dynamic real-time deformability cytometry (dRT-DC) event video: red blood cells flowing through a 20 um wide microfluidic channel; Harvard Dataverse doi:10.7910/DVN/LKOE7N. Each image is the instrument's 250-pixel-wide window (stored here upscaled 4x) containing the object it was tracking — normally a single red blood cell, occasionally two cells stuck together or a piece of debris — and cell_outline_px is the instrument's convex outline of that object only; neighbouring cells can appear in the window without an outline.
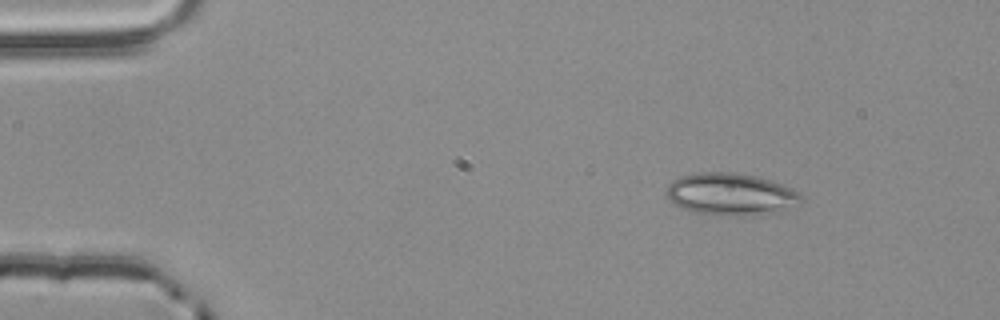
{"species": "common noctule bat (a hibernating species)", "species_latin": "Nyctalus noctula", "temperature_condition": "room temperature", "stored_images_in_passage": 2, "camera_frame_rate_fps": 3000, "um_per_image_px": 0.085, "animal": {"sex": "male", "body_mass_g": 20.4}, "frame": {"image": 1, "passage_image": 1, "time_ms": 0.0, "image_size_px": [1000, 320], "cell_outline_px": [[804, 200], [784, 212], [756, 216], [716, 216], [692, 212], [680, 208], [672, 204], [668, 196], [668, 184], [672, 180], [680, 176], [700, 172], [728, 172], [756, 176], [772, 180], [792, 188], [800, 192], [804, 196]], "centroid_in_image_um": [62.17, 16.54], "position_along_channel_um": 22.8, "area_um2": 34.04}}